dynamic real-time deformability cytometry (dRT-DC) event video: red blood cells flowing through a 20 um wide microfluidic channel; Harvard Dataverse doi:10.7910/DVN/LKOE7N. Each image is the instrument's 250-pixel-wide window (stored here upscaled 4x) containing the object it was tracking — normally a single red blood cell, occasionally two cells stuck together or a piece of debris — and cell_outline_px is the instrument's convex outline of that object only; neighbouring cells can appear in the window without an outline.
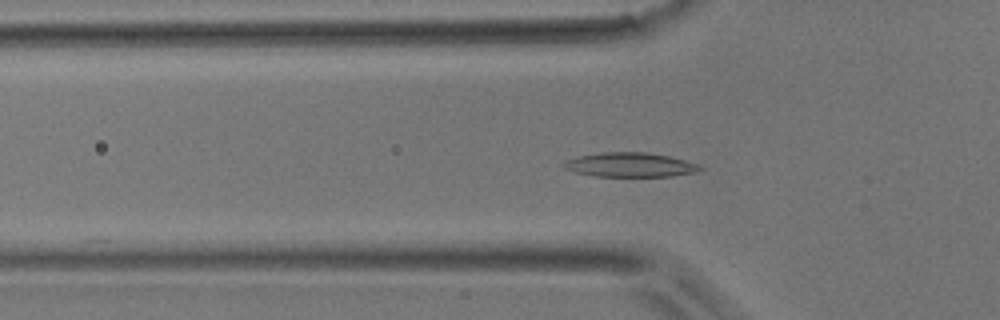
{"species": "common noctule bat (a hibernating species)", "species_latin": "Nyctalus noctula", "temperature_condition": "room temperature", "stored_images_in_passage": 46, "camera_frame_rate_fps": 3000, "um_per_image_px": 0.085, "animal": {"sex": "male", "body_mass_g": 17.9}, "frame": {"image": 1, "passage_image": 14, "time_ms": 4.333, "image_size_px": [1000, 320], "cell_outline_px": [[704, 168], [696, 172], [672, 176], [596, 176], [576, 172], [564, 168], [564, 164], [568, 160], [580, 156], [600, 152], [644, 152], [668, 156], [700, 164]], "centroid_in_image_um": [53.61, 14.01], "position_along_channel_um": 72.2, "area_um2": 19.07}}
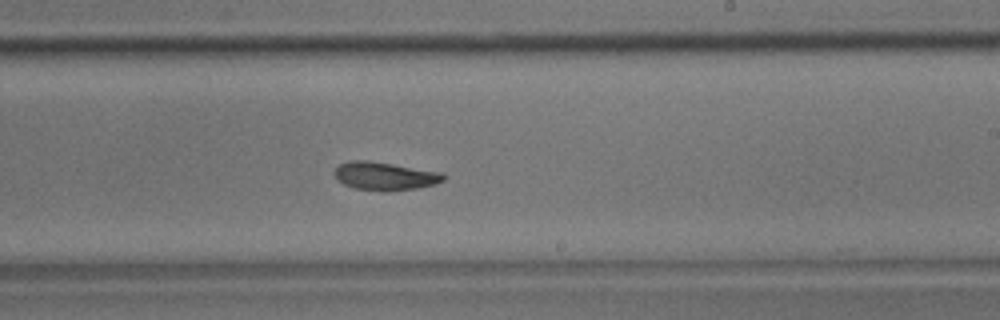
{"frame": {"image": 2, "passage_image": 27, "time_ms": 8.667, "image_size_px": [1000, 320], "cell_outline_px": [[448, 176], [444, 180], [432, 184], [416, 188], [384, 192], [352, 188], [344, 184], [336, 176], [336, 168], [340, 164], [352, 160], [368, 160], [444, 172]], "centroid_in_image_um": [32.76, 14.97], "position_along_channel_um": 256.2, "area_um2": 17.92}}
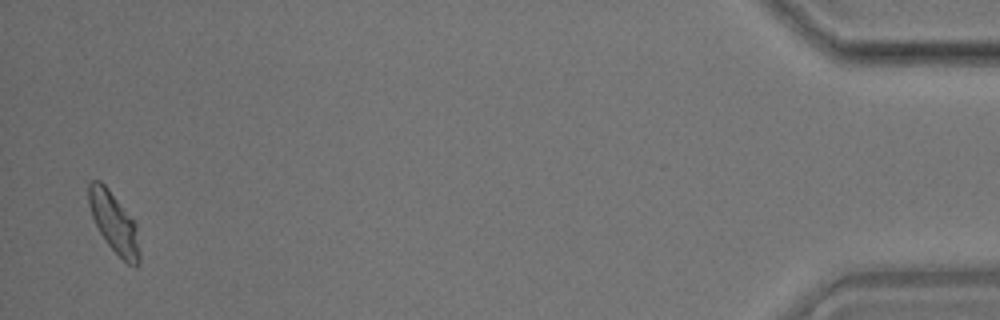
{"frame": {"image": 3, "passage_image": 45, "time_ms": 14.667, "image_size_px": [1000, 320], "cell_outline_px": [[140, 264], [136, 268], [132, 268], [108, 244], [100, 232], [92, 216], [88, 204], [88, 184], [92, 180], [100, 180], [108, 188], [136, 224], [140, 252]], "centroid_in_image_um": [9.7, 18.95], "position_along_channel_um": 425.5, "area_um2": 17.74}}